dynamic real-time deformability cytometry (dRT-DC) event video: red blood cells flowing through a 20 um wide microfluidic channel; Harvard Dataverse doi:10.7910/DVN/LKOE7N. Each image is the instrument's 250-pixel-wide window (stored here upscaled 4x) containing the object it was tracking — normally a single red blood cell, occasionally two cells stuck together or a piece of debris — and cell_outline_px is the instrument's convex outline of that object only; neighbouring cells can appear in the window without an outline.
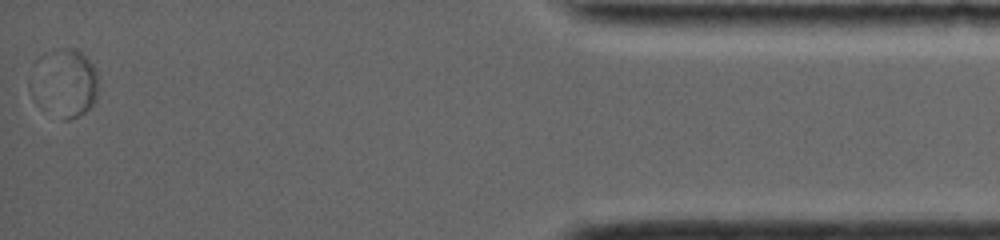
{"species": "common noctule bat (a hibernating species)", "species_latin": "Nyctalus noctula", "temperature_condition": "room temperature", "stored_images_in_passage": 64, "segment_of_instrument_passage": [2, 2], "camera_frame_rate_fps": 4000, "um_per_image_px": 0.085, "animal": {"sex": "female", "body_mass_g": 19.0, "forearm_length_mm": 56.7}, "frame": {"image": 1, "passage_image": 64, "time_ms": 15.75, "image_size_px": [1000, 240], "cell_outline_px": [[96, 100], [84, 112], [68, 120], [64, 120], [64, 52], [68, 48], [76, 48], [88, 60], [96, 72]], "centroid_in_image_um": [6.63, 7.12], "position_along_channel_um": 428.6, "area_um2": 13.35}}